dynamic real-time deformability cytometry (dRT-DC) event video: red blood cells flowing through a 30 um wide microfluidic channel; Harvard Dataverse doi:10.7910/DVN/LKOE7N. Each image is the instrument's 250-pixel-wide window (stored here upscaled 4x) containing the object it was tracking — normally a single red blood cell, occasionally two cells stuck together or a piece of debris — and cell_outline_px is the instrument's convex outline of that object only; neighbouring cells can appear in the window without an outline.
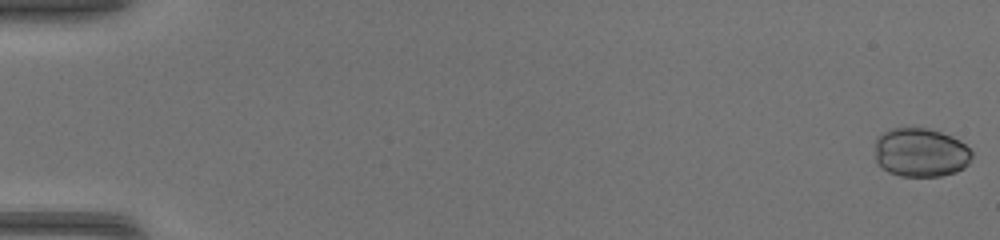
{"species": "common noctule bat (a hibernating species)", "species_latin": "Nyctalus noctula", "temperature_condition": "warm", "stored_images_in_passage": 47, "camera_frame_rate_fps": 3000, "um_per_image_px": 0.085, "animal": {"sex": "female", "body_mass_g": 17.0, "forearm_length_mm": 48.0}, "frame": {"image": 1, "passage_image": 1, "time_ms": 0.0, "image_size_px": [1000, 240], "cell_outline_px": [[972, 156], [968, 164], [964, 168], [956, 172], [940, 176], [900, 176], [888, 172], [876, 160], [876, 140], [884, 132], [892, 128], [928, 128], [952, 136], [960, 140], [972, 152]], "centroid_in_image_um": [78.28, 12.97], "position_along_channel_um": 6.7, "area_um2": 27.51}}
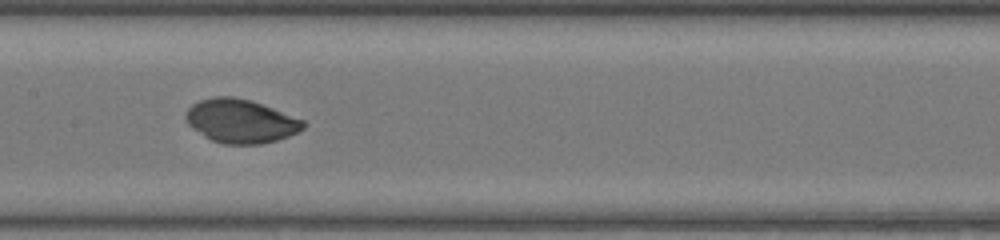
{"frame": {"image": 2, "passage_image": 25, "time_ms": 8.0, "image_size_px": [1000, 240], "cell_outline_px": [[308, 124], [304, 128], [288, 136], [276, 140], [260, 144], [224, 144], [212, 140], [204, 136], [192, 128], [188, 124], [184, 116], [188, 108], [192, 104], [200, 100], [216, 96], [232, 96], [252, 100], [304, 120]], "centroid_in_image_um": [20.45, 10.28], "position_along_channel_um": 186.9, "area_um2": 29.94}}
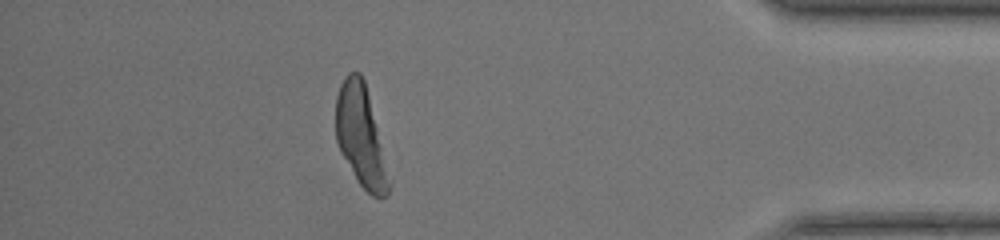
{"frame": {"image": 3, "passage_image": 42, "time_ms": 13.667, "image_size_px": [1000, 240], "cell_outline_px": [[392, 188], [388, 196], [380, 200], [372, 196], [360, 184], [340, 152], [336, 140], [336, 96], [340, 84], [344, 76], [348, 72], [360, 72], [364, 80], [392, 180]], "centroid_in_image_um": [30.7, 11.63], "position_along_channel_um": 404.5, "area_um2": 31.62}}